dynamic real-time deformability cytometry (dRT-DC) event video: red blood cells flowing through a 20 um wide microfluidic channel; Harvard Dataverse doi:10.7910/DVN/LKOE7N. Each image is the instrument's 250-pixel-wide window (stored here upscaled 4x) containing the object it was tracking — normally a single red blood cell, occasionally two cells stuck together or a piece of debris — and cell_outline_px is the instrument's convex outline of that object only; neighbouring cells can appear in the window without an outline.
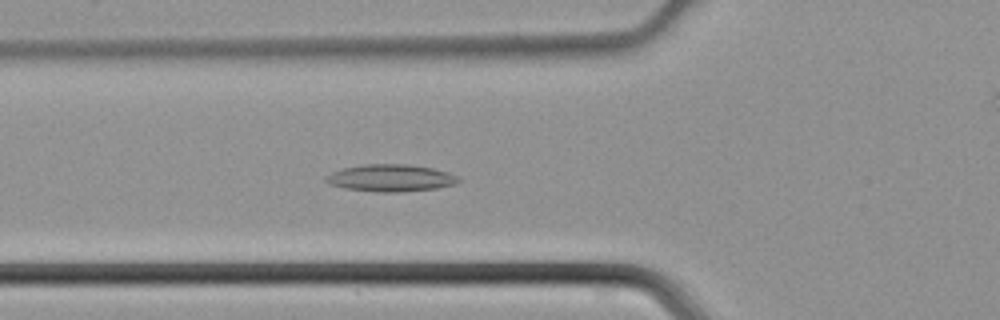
{"species": "common noctule bat (a hibernating species)", "species_latin": "Nyctalus noctula", "temperature_condition": "cold", "stored_images_in_passage": 37, "camera_frame_rate_fps": 3000, "um_per_image_px": 0.085, "animal": {"sex": "male", "body_mass_g": 21.5, "forearm_length_mm": 52.0}, "frame": {"image": 1, "passage_image": 7, "time_ms": 2.0, "image_size_px": [1000, 320], "cell_outline_px": [[460, 180], [456, 184], [436, 188], [400, 192], [376, 192], [344, 188], [328, 184], [324, 180], [324, 176], [332, 172], [344, 168], [364, 164], [408, 164], [432, 168], [448, 172], [460, 176]], "centroid_in_image_um": [33.2, 15.13], "position_along_channel_um": 92.6, "area_um2": 21.1}}
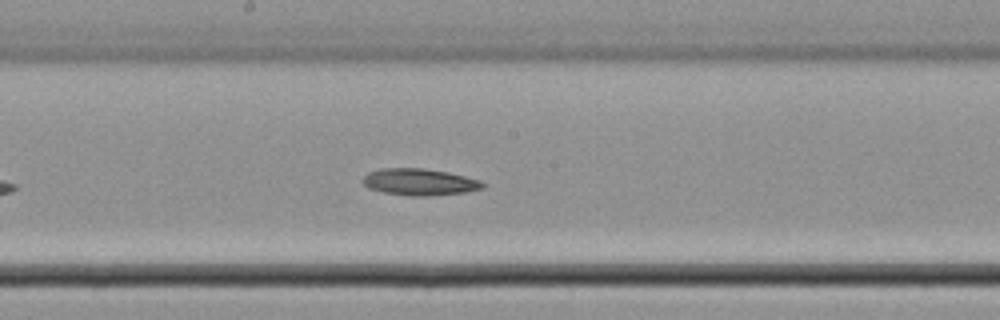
{"frame": {"image": 2, "passage_image": 15, "time_ms": 4.667, "image_size_px": [1000, 320], "cell_outline_px": [[484, 188], [468, 192], [428, 196], [408, 196], [384, 192], [368, 188], [364, 184], [364, 176], [368, 172], [380, 168], [424, 168], [448, 172], [480, 180], [484, 184]], "centroid_in_image_um": [35.67, 15.47], "position_along_channel_um": 212.5, "area_um2": 18.73}}
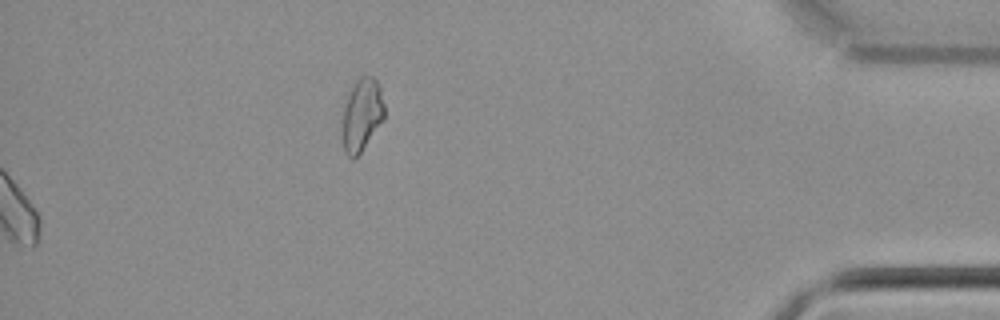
{"frame": {"image": 3, "passage_image": 37, "time_ms": 12.0, "image_size_px": [1000, 320], "cell_outline_px": [[384, 116], [360, 152], [352, 160], [344, 152], [344, 104], [356, 80], [360, 76], [372, 76], [376, 80], [380, 88], [384, 104]], "centroid_in_image_um": [30.76, 9.72], "position_along_channel_um": 404.4, "area_um2": 16.99}}